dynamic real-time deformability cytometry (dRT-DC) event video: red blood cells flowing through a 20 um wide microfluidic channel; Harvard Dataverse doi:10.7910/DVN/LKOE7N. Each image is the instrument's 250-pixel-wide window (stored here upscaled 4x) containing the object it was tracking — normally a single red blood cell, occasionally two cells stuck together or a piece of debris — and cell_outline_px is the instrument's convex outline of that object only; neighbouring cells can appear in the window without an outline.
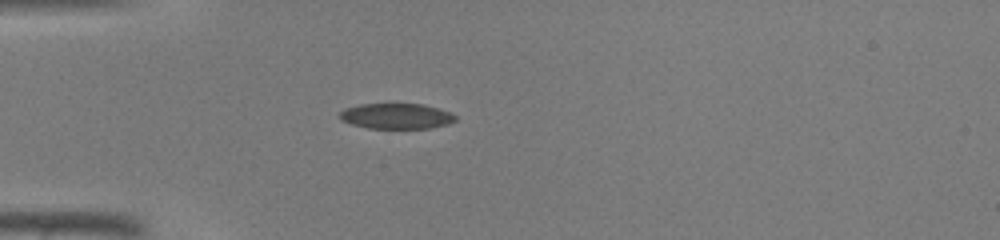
{"species": "common noctule bat (a hibernating species)", "species_latin": "Nyctalus noctula", "temperature_condition": "warm", "stored_images_in_passage": 36, "camera_frame_rate_fps": 3000, "um_per_image_px": 0.085, "animal": {"sex": "male", "body_mass_g": 19.0, "forearm_length_mm": 50.8}, "frame": {"image": 1, "passage_image": 4, "time_ms": 1.0, "image_size_px": [1000, 240], "cell_outline_px": [[456, 120], [448, 124], [428, 128], [368, 128], [352, 124], [340, 120], [340, 112], [344, 108], [360, 104], [424, 104], [452, 112], [456, 116]], "centroid_in_image_um": [33.7, 9.86], "position_along_channel_um": 51.3, "area_um2": 17.22}}
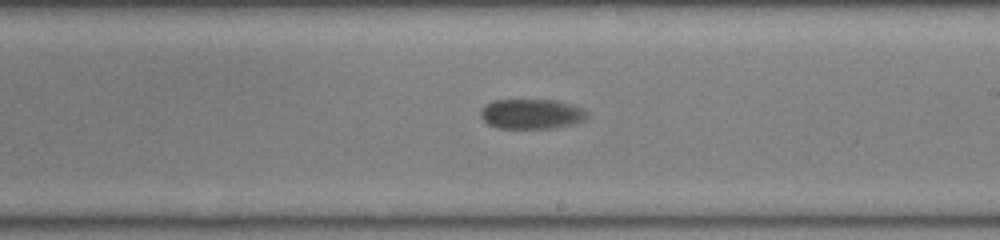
{"frame": {"image": 2, "passage_image": 18, "time_ms": 5.667, "image_size_px": [1000, 240], "cell_outline_px": [[588, 116], [584, 120], [572, 124], [552, 128], [496, 128], [488, 124], [480, 116], [480, 108], [484, 104], [492, 100], [556, 100], [580, 108], [588, 112]], "centroid_in_image_um": [45.12, 9.68], "position_along_channel_um": 243.9, "area_um2": 18.61}}
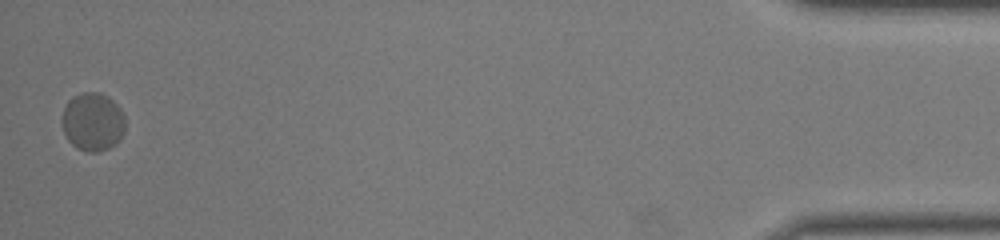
{"frame": {"image": 3, "passage_image": 36, "time_ms": 11.667, "image_size_px": [1000, 240], "cell_outline_px": [[124, 132], [120, 140], [116, 144], [100, 152], [88, 152], [76, 148], [68, 140], [64, 132], [60, 120], [64, 108], [68, 100], [72, 96], [80, 92], [100, 92], [108, 96], [120, 108], [124, 116]], "centroid_in_image_um": [7.86, 10.35], "position_along_channel_um": 427.3, "area_um2": 21.85}}